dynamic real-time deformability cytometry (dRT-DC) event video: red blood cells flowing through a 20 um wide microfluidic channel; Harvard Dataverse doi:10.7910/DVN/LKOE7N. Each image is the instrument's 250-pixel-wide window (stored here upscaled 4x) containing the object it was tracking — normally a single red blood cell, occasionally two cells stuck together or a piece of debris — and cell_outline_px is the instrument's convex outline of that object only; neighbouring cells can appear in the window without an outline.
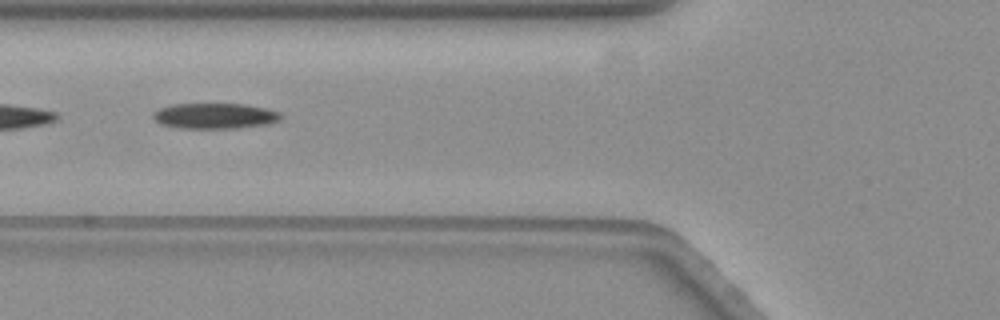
{"species": "common noctule bat (a hibernating species)", "species_latin": "Nyctalus noctula", "temperature_condition": "warm", "stored_images_in_passage": 13, "camera_frame_rate_fps": 3000, "um_per_image_px": 0.085, "animal": {"sex": "female", "body_mass_g": 19.3, "forearm_length_mm": 54.1}, "frame": {"image": 1, "passage_image": 8, "time_ms": 2.333, "image_size_px": [1000, 320], "cell_outline_px": [[280, 120], [268, 124], [236, 128], [180, 128], [160, 124], [152, 116], [152, 112], [160, 108], [172, 104], [244, 104], [264, 108], [280, 112]], "centroid_in_image_um": [18.23, 9.85], "position_along_channel_um": 107.6, "area_um2": 18.96}}